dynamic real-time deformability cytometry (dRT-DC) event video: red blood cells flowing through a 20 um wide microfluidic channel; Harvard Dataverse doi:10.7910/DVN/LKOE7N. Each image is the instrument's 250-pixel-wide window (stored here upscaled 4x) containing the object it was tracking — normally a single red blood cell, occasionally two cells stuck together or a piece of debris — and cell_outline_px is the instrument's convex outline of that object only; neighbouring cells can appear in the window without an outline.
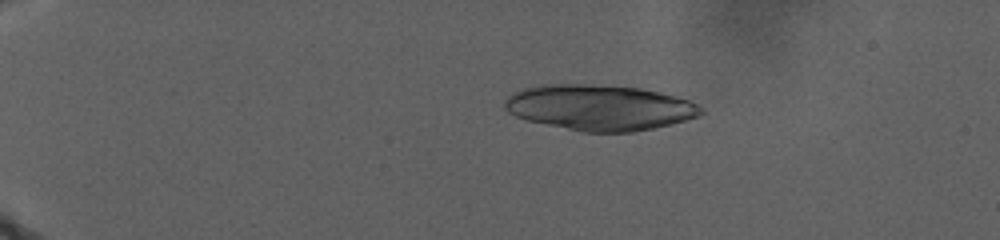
{"species": "human", "species_latin": "Homo sapiens", "temperature_condition": "warm", "stored_images_in_passage": 16, "camera_frame_rate_fps": 3000, "um_per_image_px": 0.085, "donor": {"sex": "male"}, "frame": {"image": 1, "passage_image": 8, "time_ms": 6.667, "image_size_px": [1000, 240], "cell_outline_px": [[704, 112], [700, 116], [652, 128], [632, 132], [584, 132], [524, 120], [508, 112], [504, 108], [504, 100], [512, 92], [524, 88], [540, 84], [584, 84], [640, 88], [676, 96], [688, 100], [704, 108]], "centroid_in_image_um": [50.92, 9.14], "position_along_channel_um": 34.1, "area_um2": 52.14}}
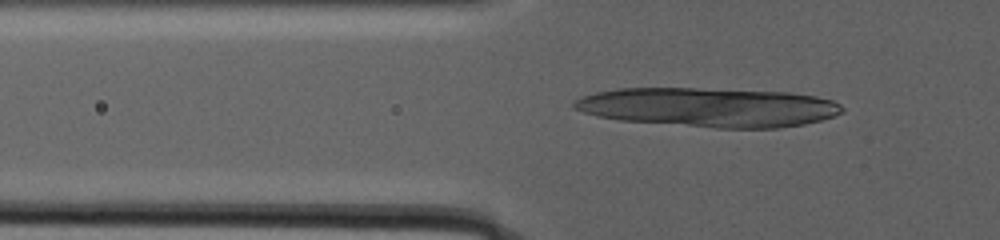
{"frame": {"image": 2, "passage_image": 14, "time_ms": 12.333, "image_size_px": [1000, 240], "cell_outline_px": [[844, 112], [820, 120], [804, 124], [780, 128], [716, 128], [620, 120], [596, 116], [572, 108], [572, 104], [576, 100], [584, 96], [596, 92], [616, 88], [696, 88], [788, 92], [816, 96], [832, 100], [840, 104], [844, 108]], "centroid_in_image_um": [60.24, 9.12], "position_along_channel_um": 65.6, "area_um2": 61.38}}